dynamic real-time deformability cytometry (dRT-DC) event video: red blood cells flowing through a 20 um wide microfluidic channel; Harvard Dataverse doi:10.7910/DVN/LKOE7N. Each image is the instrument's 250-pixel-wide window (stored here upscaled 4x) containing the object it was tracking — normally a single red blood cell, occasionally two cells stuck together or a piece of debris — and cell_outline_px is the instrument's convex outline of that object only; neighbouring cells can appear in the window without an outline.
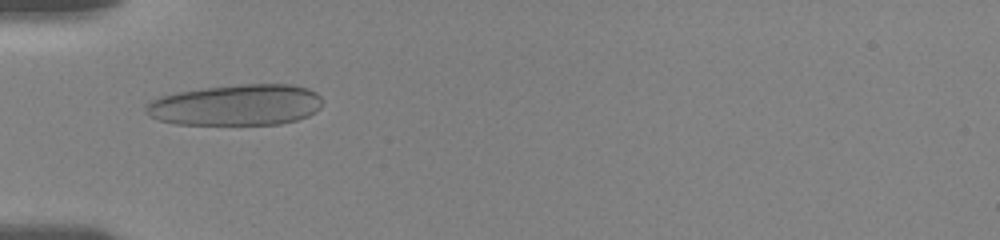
{"species": "human", "species_latin": "Homo sapiens", "temperature_condition": "room temperature", "stored_images_in_passage": 9, "camera_frame_rate_fps": 3000, "um_per_image_px": 0.085, "donor": {"sex": "female"}, "frame": {"image": 1, "passage_image": 7, "time_ms": 5.0, "image_size_px": [1000, 240], "cell_outline_px": [[324, 100], [320, 108], [316, 112], [308, 116], [296, 120], [280, 124], [176, 124], [160, 120], [148, 116], [144, 112], [144, 108], [152, 100], [160, 96], [176, 92], [200, 88], [240, 84], [292, 84], [308, 88], [316, 92]], "centroid_in_image_um": [20.09, 8.91], "position_along_channel_um": 64.9, "area_um2": 42.66}}
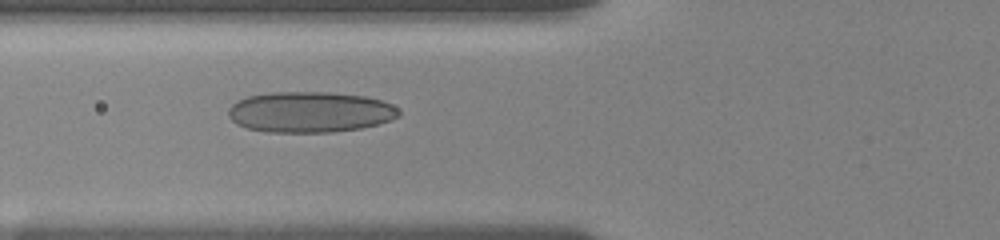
{"frame": {"image": 2, "passage_image": 8, "time_ms": 6.0, "image_size_px": [1000, 240], "cell_outline_px": [[400, 116], [376, 124], [360, 128], [332, 132], [264, 132], [248, 128], [236, 124], [228, 116], [228, 108], [232, 104], [248, 96], [272, 92], [328, 92], [364, 96], [380, 100], [392, 104], [400, 112]], "centroid_in_image_um": [26.32, 9.52], "position_along_channel_um": 99.5, "area_um2": 40.4}}
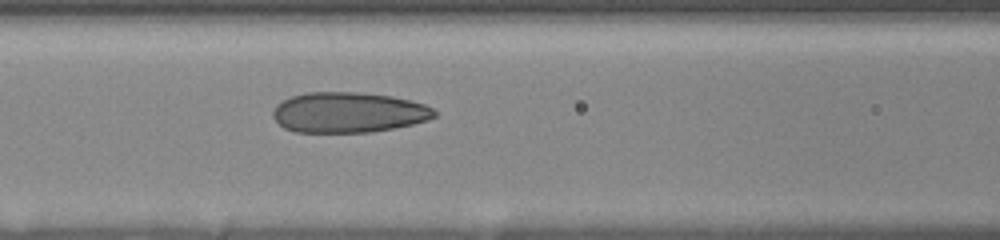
{"frame": {"image": 3, "passage_image": 9, "time_ms": 7.0, "image_size_px": [1000, 240], "cell_outline_px": [[436, 116], [428, 120], [412, 124], [372, 132], [296, 132], [284, 128], [272, 116], [272, 112], [276, 104], [292, 96], [304, 92], [356, 92], [392, 96], [424, 104], [432, 108], [436, 112]], "centroid_in_image_um": [29.6, 9.55], "position_along_channel_um": 137.0, "area_um2": 37.97}}